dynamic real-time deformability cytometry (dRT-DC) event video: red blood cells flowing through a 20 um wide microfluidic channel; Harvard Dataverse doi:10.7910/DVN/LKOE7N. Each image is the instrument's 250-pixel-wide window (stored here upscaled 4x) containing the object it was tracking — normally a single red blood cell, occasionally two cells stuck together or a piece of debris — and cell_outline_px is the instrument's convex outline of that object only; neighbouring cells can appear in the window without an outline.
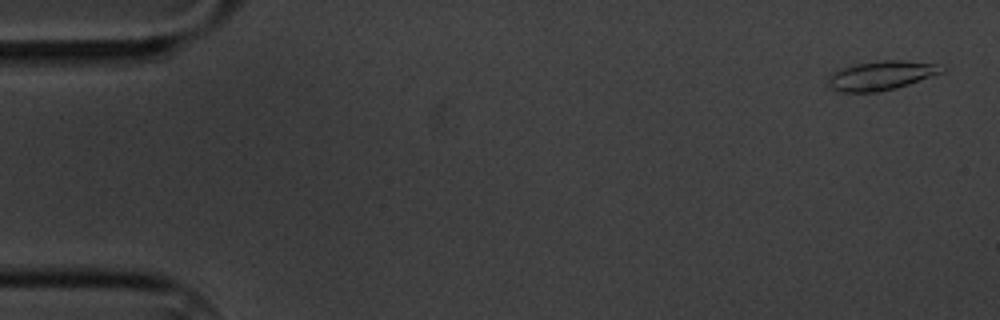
{"species": "common noctule bat (a hibernating species)", "species_latin": "Nyctalus noctula", "temperature_condition": "cold", "stored_images_in_passage": 5, "camera_frame_rate_fps": 3000, "um_per_image_px": 0.085, "animal": {"sex": "male", "body_mass_g": 20.1, "forearm_length_mm": 53.5}, "frame": {"image": 1, "passage_image": 1, "time_ms": 0.0, "image_size_px": [1000, 320], "cell_outline_px": [[948, 68], [944, 72], [896, 88], [876, 92], [840, 92], [832, 88], [828, 84], [828, 76], [832, 72], [840, 68], [856, 64], [884, 60], [904, 60], [936, 64]], "centroid_in_image_um": [74.9, 6.41], "position_along_channel_um": 10.1, "area_um2": 19.31}}